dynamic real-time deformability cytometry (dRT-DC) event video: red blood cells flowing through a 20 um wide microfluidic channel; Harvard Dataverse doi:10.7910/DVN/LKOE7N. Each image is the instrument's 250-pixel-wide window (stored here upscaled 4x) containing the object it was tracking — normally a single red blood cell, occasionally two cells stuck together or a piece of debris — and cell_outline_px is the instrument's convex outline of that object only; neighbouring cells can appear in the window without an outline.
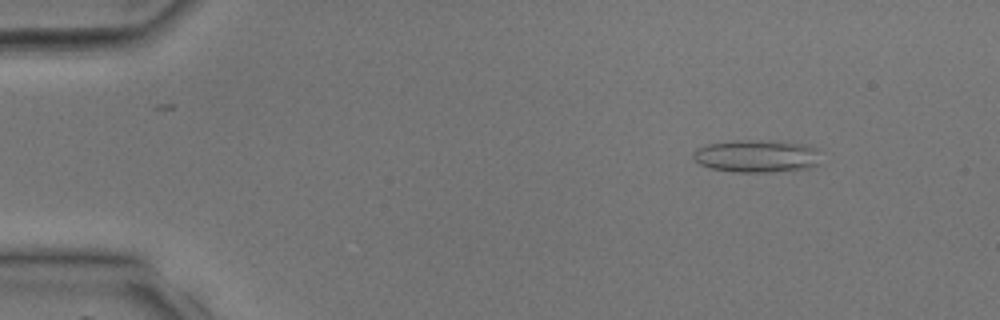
{"species": "common noctule bat (a hibernating species)", "species_latin": "Nyctalus noctula", "temperature_condition": "room temperature", "stored_images_in_passage": 39, "camera_frame_rate_fps": 3000, "um_per_image_px": 0.085, "animal": {"sex": "male", "body_mass_g": 17.9, "forearm_length_mm": 54.2}, "frame": {"image": 1, "passage_image": 5, "time_ms": 1.333, "image_size_px": [1000, 320], "cell_outline_px": [[820, 164], [812, 168], [772, 172], [732, 172], [708, 168], [700, 164], [692, 156], [692, 152], [704, 144], [732, 140], [752, 140], [804, 144], [820, 148]], "centroid_in_image_um": [64.34, 13.28], "position_along_channel_um": 20.7, "area_um2": 24.74}}
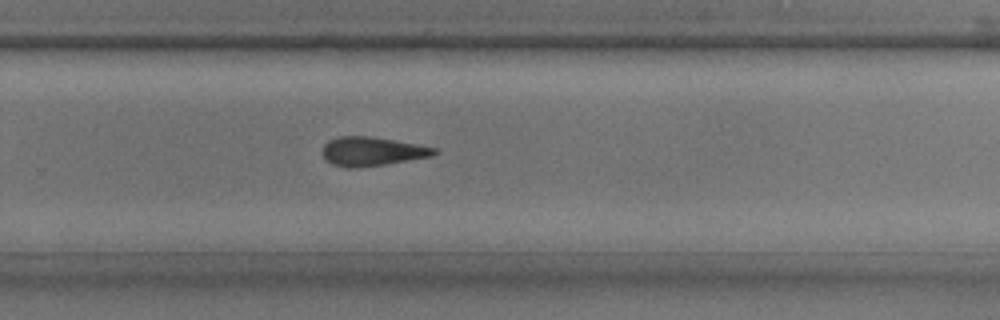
{"frame": {"image": 2, "passage_image": 26, "time_ms": 8.333, "image_size_px": [1000, 320], "cell_outline_px": [[440, 152], [432, 156], [384, 164], [356, 168], [344, 168], [332, 164], [324, 160], [320, 152], [324, 144], [328, 140], [340, 136], [372, 136], [416, 144], [436, 148]], "centroid_in_image_um": [31.56, 12.87], "position_along_channel_um": 298.2, "area_um2": 19.07}}
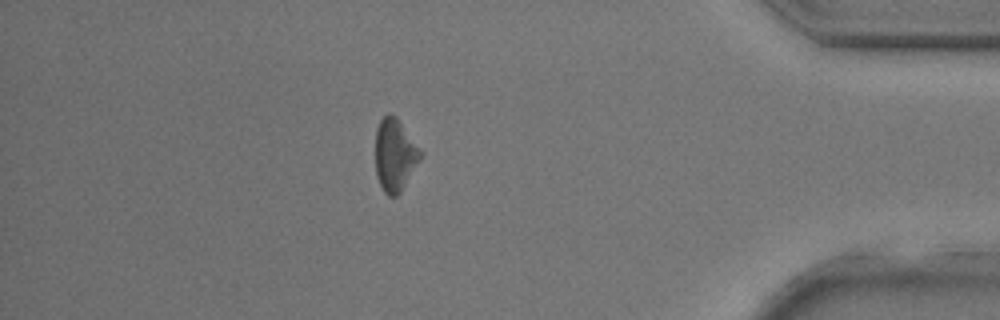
{"frame": {"image": 3, "passage_image": 34, "time_ms": 11.0, "image_size_px": [1000, 320], "cell_outline_px": [[424, 152], [420, 160], [400, 192], [396, 196], [388, 196], [384, 192], [376, 176], [376, 128], [380, 120], [388, 112], [392, 112], [396, 116]], "centroid_in_image_um": [33.57, 13.14], "position_along_channel_um": 401.6, "area_um2": 19.19}}